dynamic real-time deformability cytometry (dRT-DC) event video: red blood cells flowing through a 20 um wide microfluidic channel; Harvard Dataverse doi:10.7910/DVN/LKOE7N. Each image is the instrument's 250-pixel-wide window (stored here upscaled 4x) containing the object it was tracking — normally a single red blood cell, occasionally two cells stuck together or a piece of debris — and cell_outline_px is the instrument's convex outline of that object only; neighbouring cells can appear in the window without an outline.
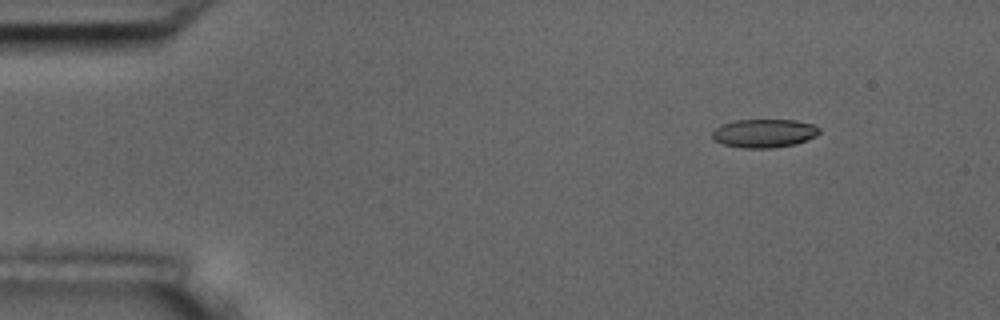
{"species": "common noctule bat (a hibernating species)", "species_latin": "Nyctalus noctula", "temperature_condition": "room temperature", "stored_images_in_passage": 11, "camera_frame_rate_fps": 3000, "um_per_image_px": 0.085, "animal": {"sex": "male", "body_mass_g": 17.5, "forearm_length_mm": 52.3}, "frame": {"image": 1, "passage_image": 2, "time_ms": 0.333, "image_size_px": [1000, 320], "cell_outline_px": [[820, 132], [816, 136], [796, 144], [772, 148], [740, 148], [724, 144], [712, 140], [712, 132], [716, 128], [724, 124], [736, 120], [796, 120], [812, 124], [820, 128]], "centroid_in_image_um": [64.96, 11.33], "position_along_channel_um": 20.0, "area_um2": 17.8}}
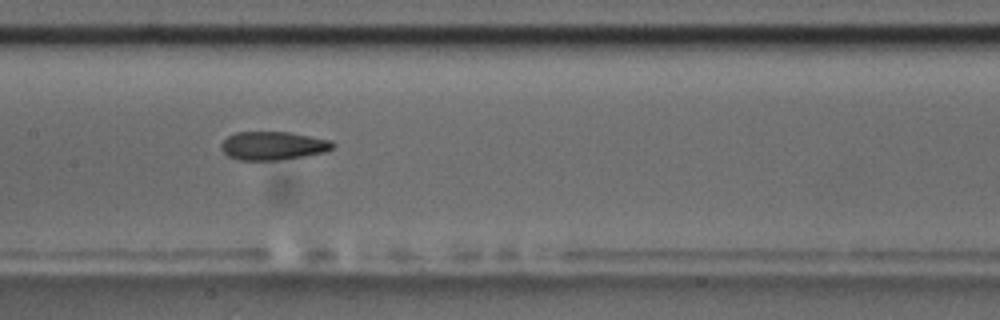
{"frame": {"image": 2, "passage_image": 8, "time_ms": 2.333, "image_size_px": [1000, 320], "cell_outline_px": [[336, 144], [332, 148], [324, 152], [304, 156], [276, 160], [240, 160], [228, 156], [220, 148], [220, 144], [228, 136], [236, 132], [292, 132], [332, 140]], "centroid_in_image_um": [23.22, 12.38], "position_along_channel_um": 184.2, "area_um2": 18.55}}
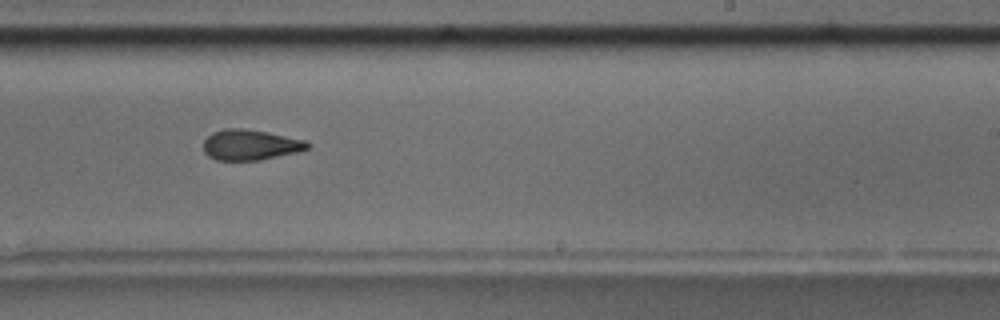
{"frame": {"image": 3, "passage_image": 10, "time_ms": 3.0, "image_size_px": [1000, 320], "cell_outline_px": [[308, 148], [296, 152], [260, 160], [216, 160], [208, 156], [204, 152], [204, 140], [212, 132], [224, 128], [244, 128], [268, 132], [304, 140], [308, 144]], "centroid_in_image_um": [21.22, 12.3], "position_along_channel_um": 267.8, "area_um2": 18.38}}